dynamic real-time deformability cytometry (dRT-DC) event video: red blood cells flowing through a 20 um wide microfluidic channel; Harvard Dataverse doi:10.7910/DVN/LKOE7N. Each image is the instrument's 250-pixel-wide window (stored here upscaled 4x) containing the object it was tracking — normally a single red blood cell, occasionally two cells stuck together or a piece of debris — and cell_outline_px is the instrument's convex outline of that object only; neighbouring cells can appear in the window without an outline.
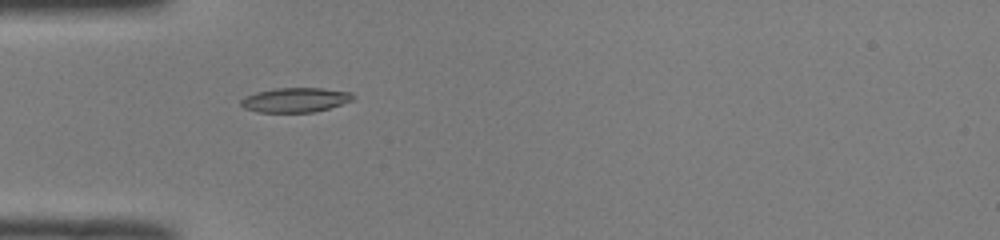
{"species": "common noctule bat (a hibernating species)", "species_latin": "Nyctalus noctula", "temperature_condition": "room temperature", "stored_images_in_passage": 22, "camera_frame_rate_fps": 3000, "um_per_image_px": 0.085, "animal": {"sex": "male", "body_mass_g": 19.0, "forearm_length_mm": 50.8}, "frame": {"image": 1, "passage_image": 1, "time_ms": 0.0, "image_size_px": [1000, 240], "cell_outline_px": [[356, 96], [352, 100], [328, 108], [312, 112], [256, 112], [244, 108], [240, 104], [240, 100], [256, 92], [276, 88], [324, 88], [352, 92]], "centroid_in_image_um": [25.11, 8.49], "position_along_channel_um": 59.9, "area_um2": 15.95}}
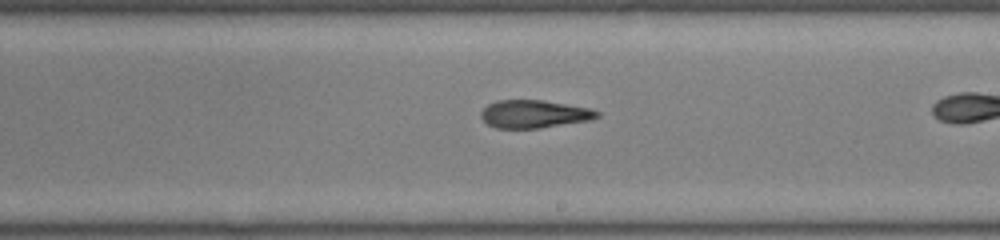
{"frame": {"image": 2, "passage_image": 12, "time_ms": 3.667, "image_size_px": [1000, 240], "cell_outline_px": [[600, 116], [592, 120], [540, 128], [496, 128], [488, 124], [480, 116], [480, 112], [488, 104], [500, 100], [544, 100], [588, 108], [600, 112]], "centroid_in_image_um": [45.41, 9.69], "position_along_channel_um": 243.6, "area_um2": 18.84}}
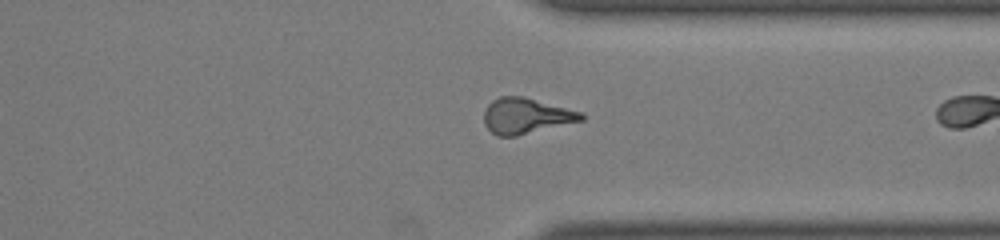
{"frame": {"image": 3, "passage_image": 21, "time_ms": 6.667, "image_size_px": [1000, 240], "cell_outline_px": [[584, 120], [516, 136], [496, 136], [484, 124], [484, 112], [488, 104], [492, 100], [500, 96], [524, 96], [584, 112]], "centroid_in_image_um": [44.73, 9.84], "position_along_channel_um": 366.7, "area_um2": 20.35}}